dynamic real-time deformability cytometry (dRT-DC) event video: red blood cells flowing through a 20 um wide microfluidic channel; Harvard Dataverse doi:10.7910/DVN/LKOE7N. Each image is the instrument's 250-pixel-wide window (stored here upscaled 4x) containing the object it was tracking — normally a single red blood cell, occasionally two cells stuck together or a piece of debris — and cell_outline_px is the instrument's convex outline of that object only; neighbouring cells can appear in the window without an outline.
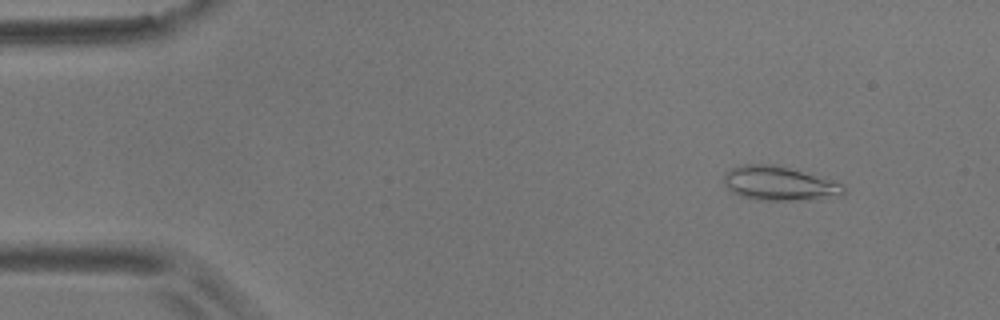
{"species": "common noctule bat (a hibernating species)", "species_latin": "Nyctalus noctula", "temperature_condition": "room temperature", "stored_images_in_passage": 55, "camera_frame_rate_fps": 3000, "um_per_image_px": 0.085, "animal": {"sex": "male", "body_mass_g": 17.9}, "frame": {"image": 1, "passage_image": 5, "time_ms": 1.333, "image_size_px": [1000, 320], "cell_outline_px": [[844, 196], [808, 200], [756, 200], [740, 196], [732, 192], [724, 184], [724, 172], [732, 168], [744, 164], [772, 164], [788, 168], [844, 184]], "centroid_in_image_um": [66.22, 15.61], "position_along_channel_um": 18.8, "area_um2": 23.81}}
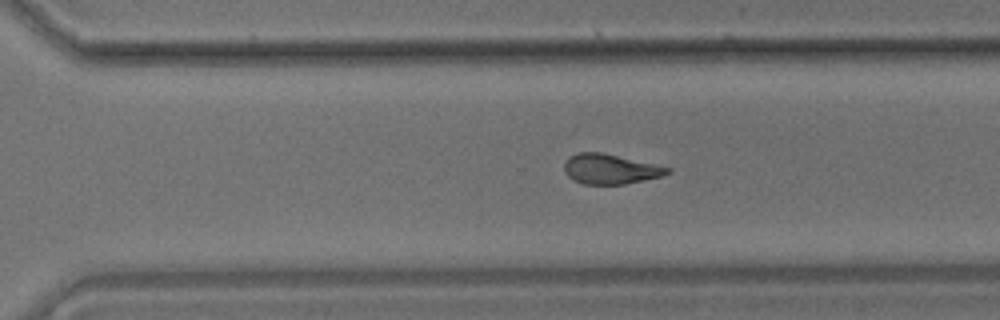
{"frame": {"image": 2, "passage_image": 38, "time_ms": 12.333, "image_size_px": [1000, 320], "cell_outline_px": [[672, 172], [660, 176], [624, 184], [584, 184], [572, 180], [564, 172], [564, 160], [568, 156], [576, 152], [600, 152], [672, 168]], "centroid_in_image_um": [51.81, 14.36], "position_along_channel_um": 318.8, "area_um2": 17.98}}
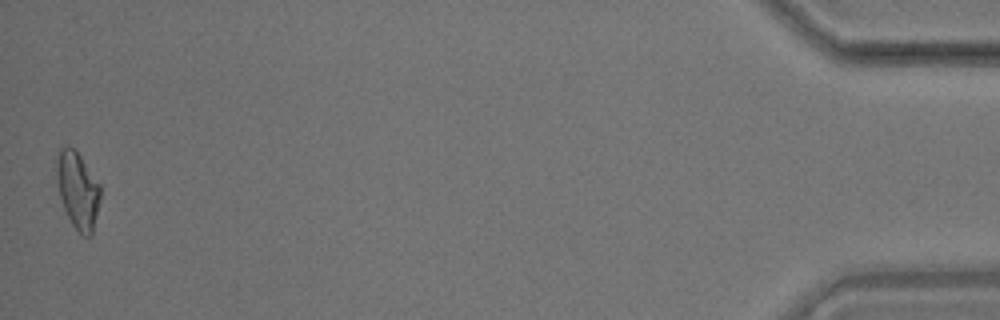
{"frame": {"image": 3, "passage_image": 55, "time_ms": 18.0, "image_size_px": [1000, 320], "cell_outline_px": [[100, 200], [92, 236], [84, 236], [72, 224], [64, 208], [60, 196], [56, 176], [56, 164], [60, 148], [68, 144], [76, 148], [100, 184]], "centroid_in_image_um": [6.62, 16.11], "position_along_channel_um": 428.6, "area_um2": 19.71}, "authors_computed_cell_mechanics": {"area_um2": 19.074, "velocity_mm_per_s": 3.5435, "shape_relaxation_time_tau1_ms": 9.601, "shape_relaxation_time_tau2_ms": 2.4158, "deformation_change_tau1": 0.1949, "deformation_change_tau2": 0.0964}}